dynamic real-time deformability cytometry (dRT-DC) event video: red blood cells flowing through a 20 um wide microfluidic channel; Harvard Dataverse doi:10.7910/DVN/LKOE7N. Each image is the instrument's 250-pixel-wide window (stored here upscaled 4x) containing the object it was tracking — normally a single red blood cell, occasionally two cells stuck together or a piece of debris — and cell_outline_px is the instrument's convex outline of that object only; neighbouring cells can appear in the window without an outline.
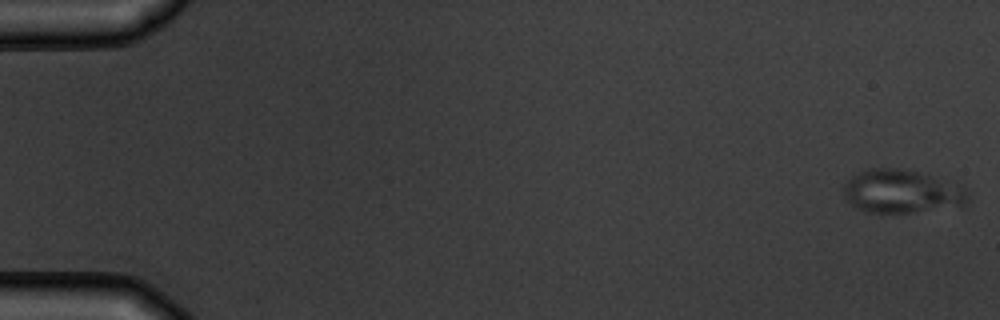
{"species": "common noctule bat (a hibernating species)", "species_latin": "Nyctalus noctula", "temperature_condition": "warm", "stored_images_in_passage": 10, "camera_frame_rate_fps": 3000, "um_per_image_px": 0.085, "animal": {"sex": "male", "body_mass_g": 19.5, "forearm_length_mm": 54.6}, "frame": {"image": 1, "passage_image": 1, "time_ms": 0.0, "image_size_px": [1000, 320], "cell_outline_px": [[968, 200], [964, 208], [912, 212], [864, 212], [852, 204], [844, 196], [844, 184], [852, 176], [868, 168], [896, 168], [916, 172], [960, 184], [964, 188], [968, 196]], "centroid_in_image_um": [76.71, 16.3], "position_along_channel_um": 8.3, "area_um2": 31.56}}
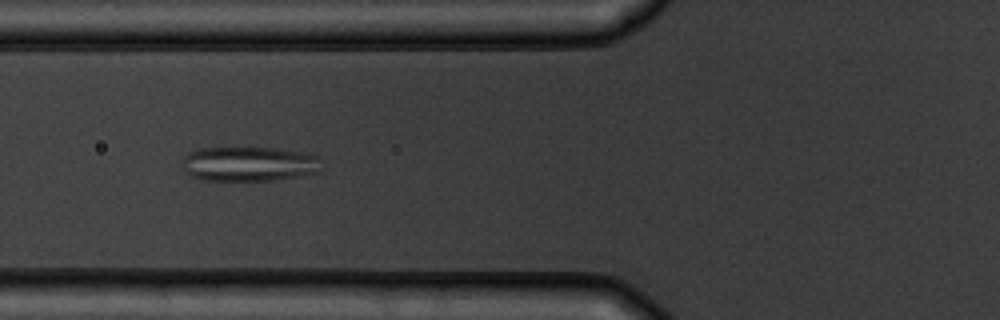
{"frame": {"image": 2, "passage_image": 6, "time_ms": 6.667, "image_size_px": [1000, 320], "cell_outline_px": [[320, 172], [272, 180], [200, 180], [184, 172], [180, 164], [184, 156], [188, 152], [200, 148], [272, 148], [308, 152], [320, 156]], "centroid_in_image_um": [21.14, 13.92], "position_along_channel_um": 104.7, "area_um2": 28.44}}
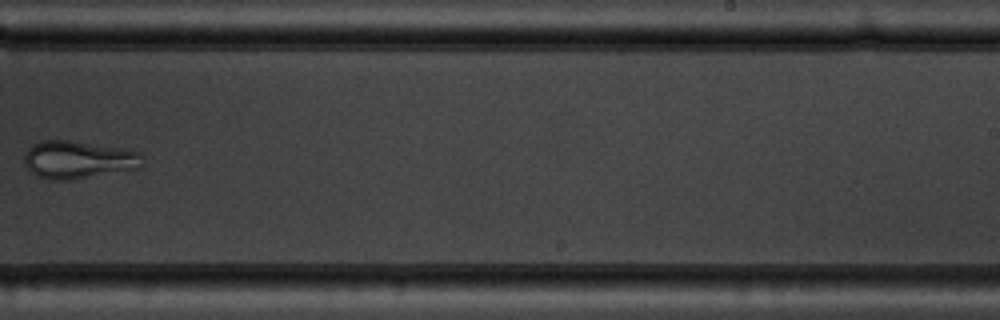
{"frame": {"image": 3, "passage_image": 10, "time_ms": 11.333, "image_size_px": [1000, 320], "cell_outline_px": [[144, 156], [136, 168], [68, 180], [52, 180], [36, 176], [24, 164], [24, 156], [28, 148], [32, 144], [40, 140], [68, 140], [140, 152]], "centroid_in_image_um": [6.55, 13.57], "position_along_channel_um": 282.4, "area_um2": 25.43}}